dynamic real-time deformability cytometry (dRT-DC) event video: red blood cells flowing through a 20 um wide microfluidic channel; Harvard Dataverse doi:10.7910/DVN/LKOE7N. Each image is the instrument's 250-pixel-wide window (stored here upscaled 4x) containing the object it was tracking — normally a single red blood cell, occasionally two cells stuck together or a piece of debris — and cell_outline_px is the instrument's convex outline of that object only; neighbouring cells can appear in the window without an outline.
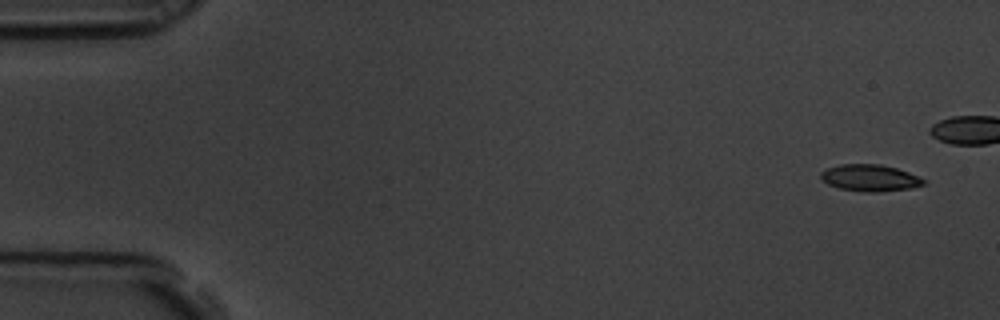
{"species": "common noctule bat (a hibernating species)", "species_latin": "Nyctalus noctula", "temperature_condition": "room temperature", "stored_images_in_passage": 9, "camera_frame_rate_fps": 3000, "um_per_image_px": 0.085, "animal": {"sex": "male", "body_mass_g": 19.5, "forearm_length_mm": 54.6}, "frame": {"image": 1, "passage_image": 1, "time_ms": 0.0, "image_size_px": [1000, 320], "cell_outline_px": [[928, 180], [924, 184], [912, 188], [876, 192], [864, 192], [840, 188], [828, 184], [820, 180], [820, 172], [828, 168], [840, 164], [880, 164], [896, 168], [908, 172]], "centroid_in_image_um": [73.95, 15.12], "position_along_channel_um": 11.1, "area_um2": 16.07}}